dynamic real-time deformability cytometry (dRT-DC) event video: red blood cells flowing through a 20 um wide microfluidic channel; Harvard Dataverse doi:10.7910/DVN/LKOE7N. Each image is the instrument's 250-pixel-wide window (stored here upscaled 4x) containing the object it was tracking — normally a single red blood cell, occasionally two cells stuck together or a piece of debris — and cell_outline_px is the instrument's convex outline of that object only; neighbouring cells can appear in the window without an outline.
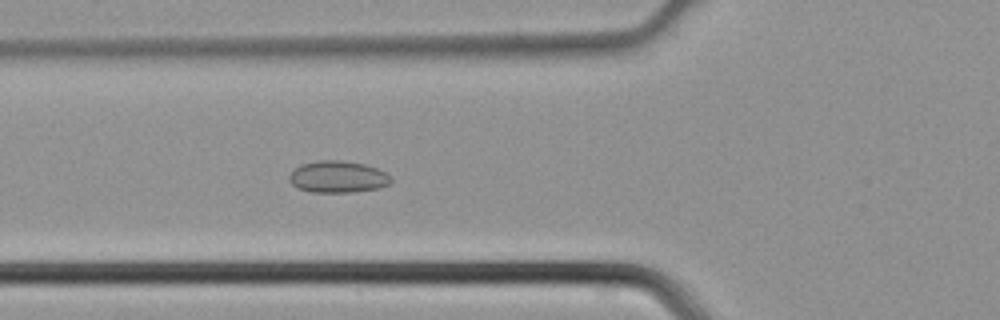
{"species": "common noctule bat (a hibernating species)", "species_latin": "Nyctalus noctula", "temperature_condition": "cold", "stored_images_in_passage": 44, "segment_of_instrument_passage": [1, 2], "camera_frame_rate_fps": 3000, "um_per_image_px": 0.085, "animal": {"sex": "male", "body_mass_g": 21.5, "forearm_length_mm": 52.0}, "frame": {"image": 1, "passage_image": 15, "time_ms": 4.667, "image_size_px": [1000, 320], "cell_outline_px": [[392, 180], [388, 184], [380, 188], [352, 192], [312, 192], [296, 188], [288, 180], [288, 176], [300, 164], [320, 160], [340, 160], [364, 164], [388, 172], [392, 176]], "centroid_in_image_um": [28.73, 15.03], "position_along_channel_um": 97.1, "area_um2": 19.02}}
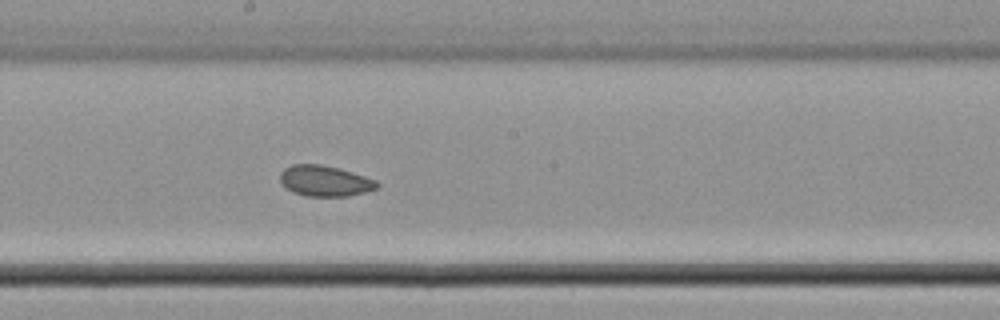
{"frame": {"image": 2, "passage_image": 23, "time_ms": 7.333, "image_size_px": [1000, 320], "cell_outline_px": [[380, 188], [348, 196], [304, 196], [292, 192], [280, 184], [280, 172], [284, 168], [292, 164], [320, 164], [340, 168], [376, 180], [380, 184]], "centroid_in_image_um": [27.6, 15.38], "position_along_channel_um": 220.6, "area_um2": 17.63}}
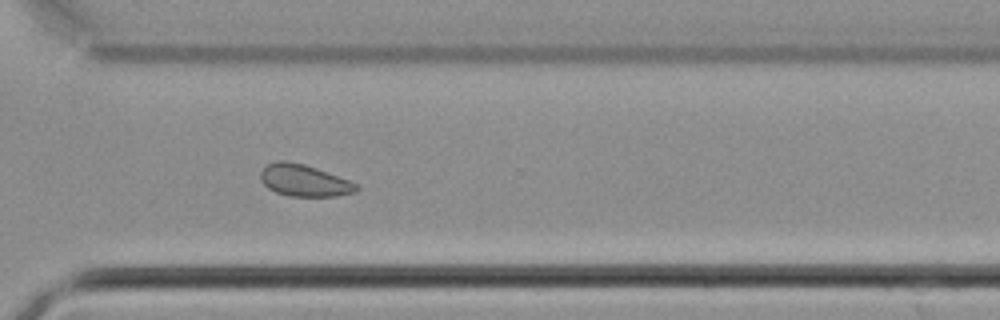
{"frame": {"image": 3, "passage_image": 31, "time_ms": 10.0, "image_size_px": [1000, 320], "cell_outline_px": [[360, 188], [356, 192], [336, 196], [288, 196], [276, 192], [268, 188], [260, 180], [260, 172], [268, 164], [280, 160], [288, 160], [304, 164], [316, 168], [360, 184]], "centroid_in_image_um": [25.88, 15.34], "position_along_channel_um": 344.7, "area_um2": 17.86}}